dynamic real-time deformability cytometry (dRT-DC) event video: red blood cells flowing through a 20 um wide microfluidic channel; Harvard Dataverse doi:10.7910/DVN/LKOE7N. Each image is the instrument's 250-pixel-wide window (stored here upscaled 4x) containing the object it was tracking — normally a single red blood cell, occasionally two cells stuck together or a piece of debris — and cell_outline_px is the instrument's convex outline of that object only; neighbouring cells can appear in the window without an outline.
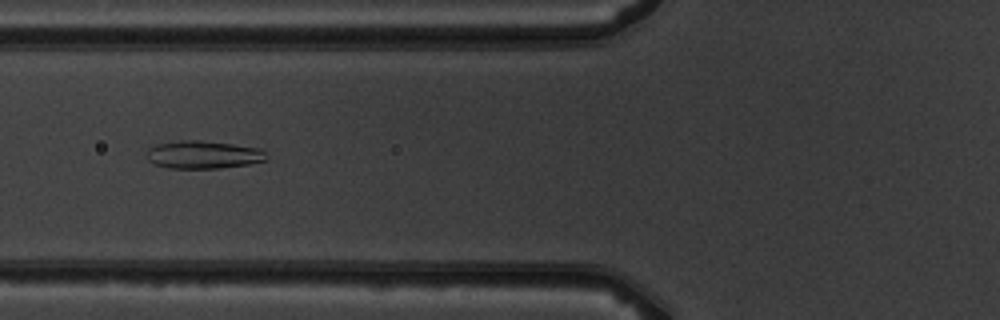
{"species": "common noctule bat (a hibernating species)", "species_latin": "Nyctalus noctula", "temperature_condition": "warm", "stored_images_in_passage": 2, "camera_frame_rate_fps": 3000, "um_per_image_px": 0.085, "animal": {"sex": "male", "body_mass_g": 19.5, "forearm_length_mm": 54.6}, "frame": {"image": 1, "passage_image": 2, "time_ms": 1.0, "image_size_px": [1000, 320], "cell_outline_px": [[268, 160], [248, 164], [220, 168], [168, 168], [156, 164], [148, 160], [148, 148], [156, 144], [180, 140], [200, 140], [232, 144], [260, 148], [264, 152]], "centroid_in_image_um": [17.28, 13.14], "position_along_channel_um": 108.5, "area_um2": 19.36}}